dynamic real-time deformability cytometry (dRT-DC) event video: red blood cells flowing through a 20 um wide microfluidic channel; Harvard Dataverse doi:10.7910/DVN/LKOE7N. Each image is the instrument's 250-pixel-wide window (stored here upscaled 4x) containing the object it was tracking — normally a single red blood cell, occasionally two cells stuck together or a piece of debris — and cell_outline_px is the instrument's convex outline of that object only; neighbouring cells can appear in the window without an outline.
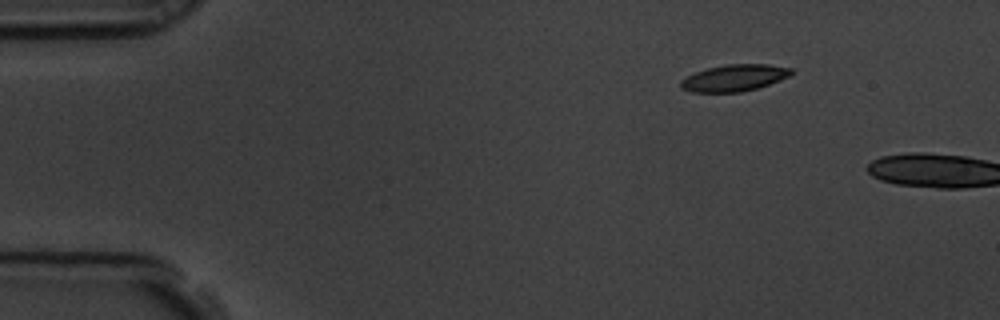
{"species": "common noctule bat (a hibernating species)", "species_latin": "Nyctalus noctula", "temperature_condition": "room temperature", "stored_images_in_passage": 2, "camera_frame_rate_fps": 3000, "um_per_image_px": 0.085, "animal": {"sex": "male", "body_mass_g": 19.5, "forearm_length_mm": 54.6}, "frame": {"image": 1, "passage_image": 1, "time_ms": 0.0, "image_size_px": [1000, 320], "cell_outline_px": [[792, 72], [788, 76], [780, 80], [756, 88], [740, 92], [692, 92], [680, 88], [680, 80], [696, 72], [708, 68], [724, 64], [768, 64], [792, 68]], "centroid_in_image_um": [62.39, 6.62], "position_along_channel_um": 22.6, "area_um2": 17.05}}